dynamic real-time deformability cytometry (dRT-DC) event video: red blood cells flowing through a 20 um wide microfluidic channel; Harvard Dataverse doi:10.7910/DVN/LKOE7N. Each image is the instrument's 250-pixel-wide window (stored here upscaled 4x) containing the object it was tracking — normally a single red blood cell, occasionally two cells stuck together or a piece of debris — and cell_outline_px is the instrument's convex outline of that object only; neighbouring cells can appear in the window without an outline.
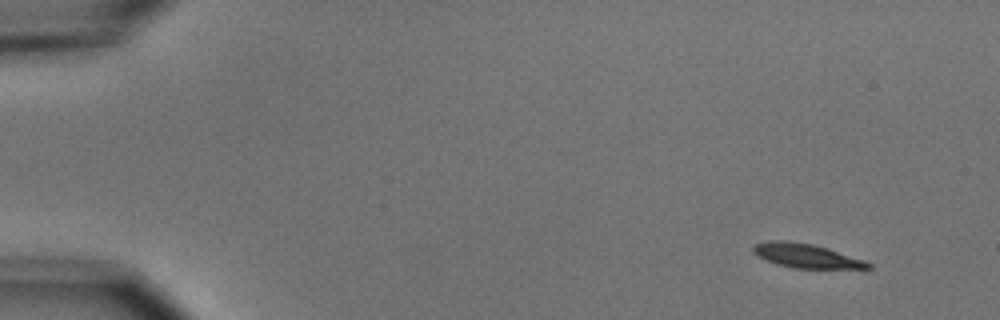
{"species": "common noctule bat (a hibernating species)", "species_latin": "Nyctalus noctula", "temperature_condition": "cold", "stored_images_in_passage": 4, "camera_frame_rate_fps": 3000, "um_per_image_px": 0.085, "animal": {"sex": "male", "body_mass_g": 15.6}, "frame": {"image": 1, "passage_image": 1, "time_ms": 0.0, "image_size_px": [1000, 320], "cell_outline_px": [[872, 268], [792, 268], [776, 264], [752, 252], [752, 248], [756, 244], [768, 240], [788, 240], [812, 244], [864, 260], [872, 264]], "centroid_in_image_um": [68.49, 21.73], "position_along_channel_um": 16.5, "area_um2": 15.84}}
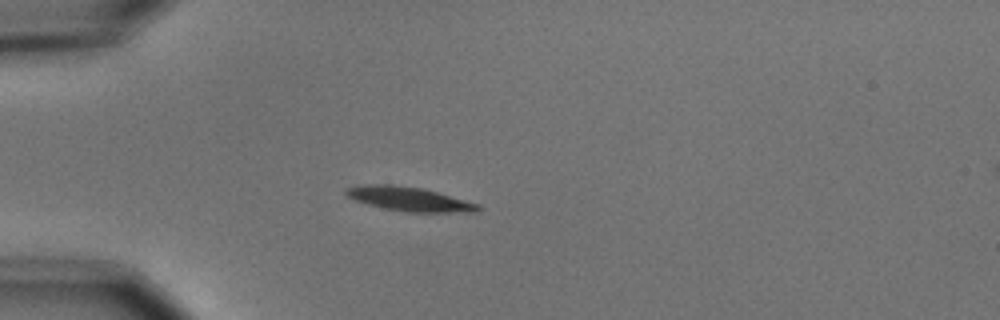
{"frame": {"image": 2, "passage_image": 4, "time_ms": 3.667, "image_size_px": [1000, 320], "cell_outline_px": [[484, 208], [476, 212], [408, 212], [384, 208], [368, 204], [356, 200], [348, 196], [344, 192], [344, 188], [356, 184], [392, 184], [420, 188], [436, 192], [480, 204]], "centroid_in_image_um": [34.77, 16.91], "position_along_channel_um": 50.2, "area_um2": 18.61}}